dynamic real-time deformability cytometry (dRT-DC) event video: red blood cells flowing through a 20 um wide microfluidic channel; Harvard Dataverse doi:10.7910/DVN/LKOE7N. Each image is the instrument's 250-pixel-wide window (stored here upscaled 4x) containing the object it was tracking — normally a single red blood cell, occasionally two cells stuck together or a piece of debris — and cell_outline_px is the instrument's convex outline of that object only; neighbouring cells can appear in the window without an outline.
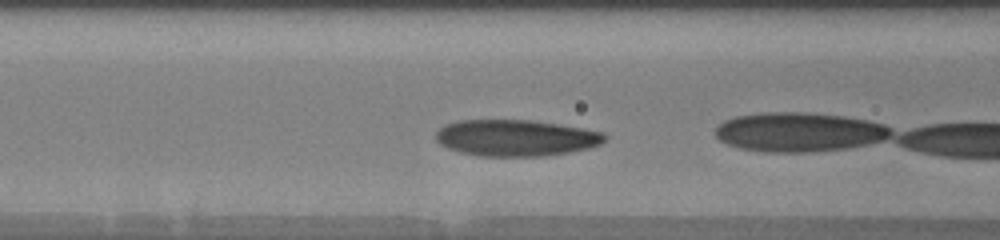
{"species": "human", "species_latin": "Homo sapiens", "temperature_condition": "warm", "stored_images_in_passage": 10, "camera_frame_rate_fps": 3000, "um_per_image_px": 0.085, "donor": {"sex": "male"}, "frame": {"image": 1, "passage_image": 6, "time_ms": 2.0, "image_size_px": [1000, 240], "cell_outline_px": [[608, 136], [600, 144], [588, 148], [568, 152], [544, 156], [476, 156], [460, 152], [448, 148], [440, 144], [436, 140], [436, 132], [444, 124], [460, 120], [532, 120], [604, 132]], "centroid_in_image_um": [43.82, 11.72], "position_along_channel_um": 122.8, "area_um2": 35.78}}